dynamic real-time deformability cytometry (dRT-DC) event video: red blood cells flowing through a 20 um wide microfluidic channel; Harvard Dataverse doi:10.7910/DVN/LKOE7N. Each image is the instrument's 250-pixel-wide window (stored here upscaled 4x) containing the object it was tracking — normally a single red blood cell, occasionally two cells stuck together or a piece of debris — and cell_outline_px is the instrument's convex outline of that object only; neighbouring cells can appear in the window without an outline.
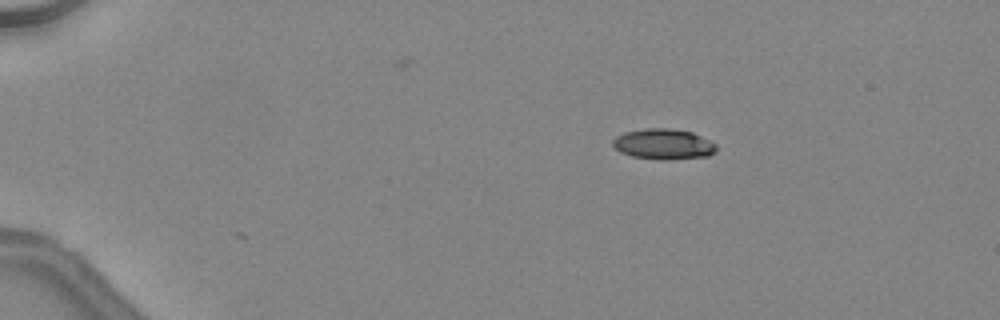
{"species": "common noctule bat (a hibernating species)", "species_latin": "Nyctalus noctula", "temperature_condition": "warm", "stored_images_in_passage": 39, "camera_frame_rate_fps": 3000, "um_per_image_px": 0.085, "animal": {"sex": "female", "body_mass_g": 24.6, "forearm_length_mm": 56.2}, "frame": {"image": 1, "passage_image": 1, "time_ms": 0.0, "image_size_px": [1000, 320], "cell_outline_px": [[716, 152], [708, 156], [668, 160], [660, 160], [632, 156], [620, 152], [612, 144], [612, 140], [616, 136], [624, 132], [644, 128], [668, 128], [692, 132], [716, 144]], "centroid_in_image_um": [56.38, 12.25], "position_along_channel_um": 28.6, "area_um2": 18.5}}
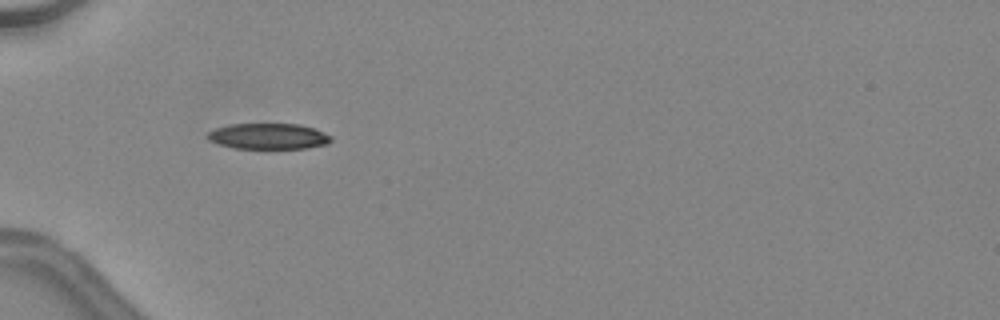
{"frame": {"image": 2, "passage_image": 9, "time_ms": 2.667, "image_size_px": [1000, 320], "cell_outline_px": [[332, 140], [328, 144], [308, 148], [236, 148], [220, 144], [208, 140], [204, 136], [208, 132], [216, 128], [228, 124], [300, 124], [312, 128], [332, 136]], "centroid_in_image_um": [22.8, 11.58], "position_along_channel_um": 62.2, "area_um2": 18.55}, "authors_computed_cell_mechanics": {"area_um2": 19.3052, "velocity_mm_per_s": 4.5656, "shape_relaxation_time_tau1_ms": 3.8726, "shape_relaxation_time_tau2_ms": 11.2309, "deformation_change_tau1": 0.1471, "deformation_change_tau2": 0.2574}}